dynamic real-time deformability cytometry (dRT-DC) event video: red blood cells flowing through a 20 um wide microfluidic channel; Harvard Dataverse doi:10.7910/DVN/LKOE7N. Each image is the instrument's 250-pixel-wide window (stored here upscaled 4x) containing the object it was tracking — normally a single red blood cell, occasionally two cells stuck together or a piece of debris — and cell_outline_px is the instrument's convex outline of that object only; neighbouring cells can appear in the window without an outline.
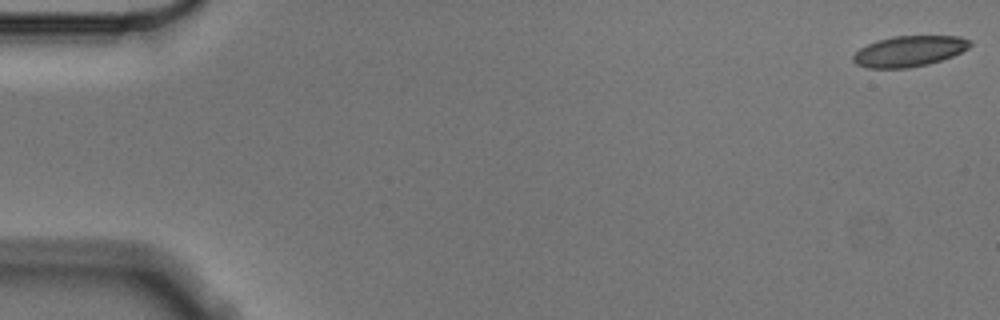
{"species": "Egyptian fruit bat (a non-hibernating species)", "species_latin": "Rousettus aegyptiacus", "temperature_condition": "cold", "stored_images_in_passage": 16, "camera_frame_rate_fps": 3000, "um_per_image_px": 0.085, "animal": {"sex": "male"}, "frame": {"image": 1, "passage_image": 1, "time_ms": 0.0, "image_size_px": [1000, 320], "cell_outline_px": [[972, 44], [968, 48], [952, 56], [928, 64], [908, 68], [868, 68], [856, 64], [852, 60], [852, 56], [860, 48], [876, 40], [892, 36], [960, 36], [972, 40]], "centroid_in_image_um": [77.27, 4.34], "position_along_channel_um": 7.7, "area_um2": 20.98}}
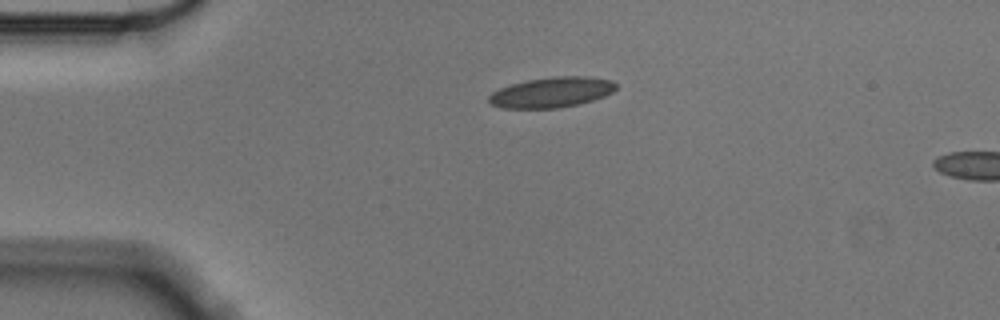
{"frame": {"image": 2, "passage_image": 13, "time_ms": 4.0, "image_size_px": [1000, 320], "cell_outline_px": [[616, 88], [612, 92], [604, 96], [580, 104], [556, 108], [504, 108], [492, 104], [488, 100], [488, 96], [492, 92], [500, 88], [512, 84], [528, 80], [556, 76], [588, 76], [612, 80], [616, 84]], "centroid_in_image_um": [46.9, 7.84], "position_along_channel_um": 38.1, "area_um2": 22.37}}